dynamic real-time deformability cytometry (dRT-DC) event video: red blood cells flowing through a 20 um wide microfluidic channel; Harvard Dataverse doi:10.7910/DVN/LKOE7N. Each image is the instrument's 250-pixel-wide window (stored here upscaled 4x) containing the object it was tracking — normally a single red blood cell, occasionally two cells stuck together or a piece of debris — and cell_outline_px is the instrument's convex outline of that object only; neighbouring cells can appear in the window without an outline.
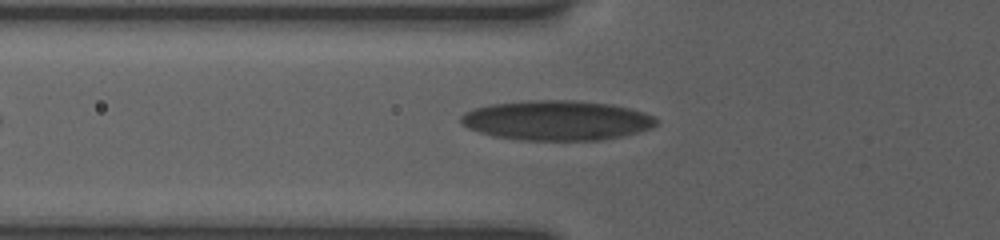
{"species": "human", "species_latin": "Homo sapiens", "temperature_condition": "room temperature", "stored_images_in_passage": 27, "camera_frame_rate_fps": 3000, "um_per_image_px": 0.085, "donor": {"sex": "female"}, "frame": {"image": 1, "passage_image": 2, "time_ms": 0.333, "image_size_px": [1000, 240], "cell_outline_px": [[656, 124], [652, 128], [620, 136], [596, 140], [520, 140], [492, 136], [468, 128], [460, 120], [460, 116], [464, 112], [476, 108], [492, 104], [528, 100], [576, 100], [612, 104], [644, 112], [652, 116], [656, 120]], "centroid_in_image_um": [47.3, 10.23], "position_along_channel_um": 78.5, "area_um2": 45.14}}
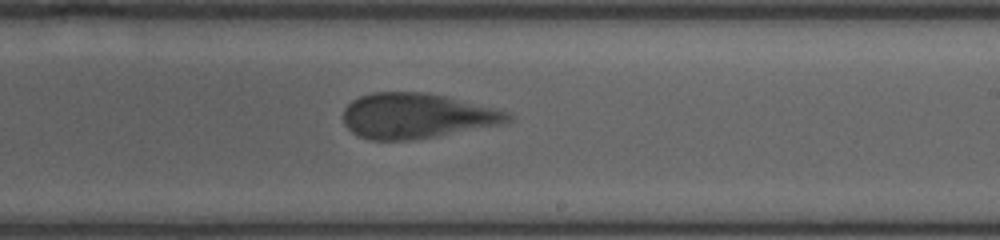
{"frame": {"image": 2, "passage_image": 13, "time_ms": 5.0, "image_size_px": [1000, 240], "cell_outline_px": [[512, 120], [500, 124], [432, 136], [408, 140], [368, 140], [352, 132], [344, 124], [344, 108], [352, 100], [360, 96], [372, 92], [424, 92], [444, 96], [508, 112], [512, 116]], "centroid_in_image_um": [35.34, 9.84], "position_along_channel_um": 253.7, "area_um2": 42.6}}
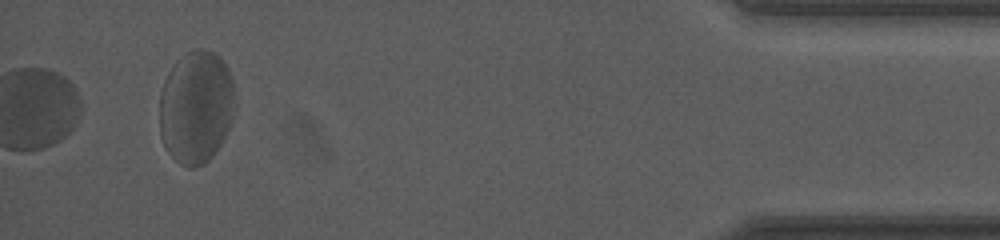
{"frame": {"image": 3, "passage_image": 27, "time_ms": 11.0, "image_size_px": [1000, 240], "cell_outline_px": [[232, 116], [228, 128], [220, 144], [212, 156], [204, 164], [192, 168], [188, 168], [180, 164], [168, 152], [160, 136], [160, 92], [168, 72], [176, 60], [188, 52], [196, 48], [204, 48], [216, 52], [228, 68], [232, 80]], "centroid_in_image_um": [16.63, 9.08], "position_along_channel_um": 418.6, "area_um2": 49.42}, "authors_computed_cell_mechanics": {"area_um2": 44.506, "velocity_mm_per_s": 3.752, "shape_relaxation_time_tau1_ms": 3.741, "shape_relaxation_time_tau2_ms": 0.9858, "deformation_change_tau1": 0.1164, "deformation_change_tau2": 0.1009}}